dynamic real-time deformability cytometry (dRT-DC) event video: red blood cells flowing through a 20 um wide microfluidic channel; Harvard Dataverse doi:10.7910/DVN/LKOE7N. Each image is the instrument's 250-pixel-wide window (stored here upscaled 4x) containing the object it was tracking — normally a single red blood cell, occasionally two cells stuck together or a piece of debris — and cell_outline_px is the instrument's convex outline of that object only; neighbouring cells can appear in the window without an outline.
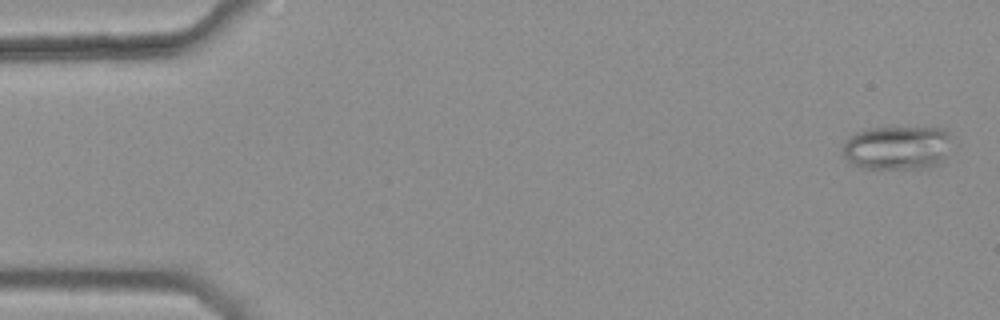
{"species": "common noctule bat (a hibernating species)", "species_latin": "Nyctalus noctula", "temperature_condition": "warm", "stored_images_in_passage": 10, "camera_frame_rate_fps": 3000, "um_per_image_px": 0.085, "animal": {"sex": "female", "body_mass_g": 25.1}, "frame": {"image": 1, "passage_image": 1, "time_ms": 0.0, "image_size_px": [1000, 320], "cell_outline_px": [[948, 136], [944, 156], [940, 164], [928, 168], [864, 168], [848, 164], [844, 156], [844, 144], [848, 136], [864, 128], [892, 124], [944, 128], [948, 132]], "centroid_in_image_um": [76.19, 12.49], "position_along_channel_um": 8.8, "area_um2": 28.84}}
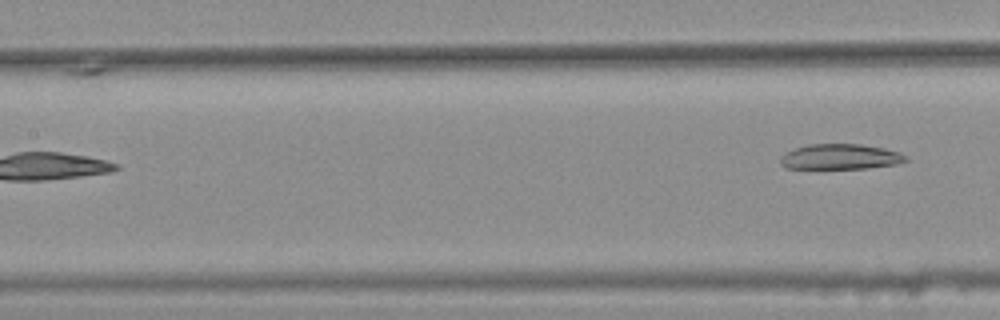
{"frame": {"image": 2, "passage_image": 10, "time_ms": 3.0, "image_size_px": [1000, 320], "cell_outline_px": [[908, 160], [896, 164], [868, 168], [784, 168], [780, 164], [780, 156], [784, 152], [808, 144], [860, 144], [884, 148], [900, 152], [908, 156]], "centroid_in_image_um": [71.42, 13.32], "position_along_channel_um": 136.0, "area_um2": 18.61}}